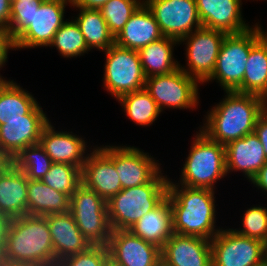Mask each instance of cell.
Segmentation results:
<instances>
[{"label":"cell","instance_id":"1","mask_svg":"<svg viewBox=\"0 0 267 266\" xmlns=\"http://www.w3.org/2000/svg\"><path fill=\"white\" fill-rule=\"evenodd\" d=\"M224 98L204 115L199 127L210 140L226 145L253 133L259 116L266 109V100L254 94L225 91Z\"/></svg>","mask_w":267,"mask_h":266},{"label":"cell","instance_id":"2","mask_svg":"<svg viewBox=\"0 0 267 266\" xmlns=\"http://www.w3.org/2000/svg\"><path fill=\"white\" fill-rule=\"evenodd\" d=\"M214 195L215 190L208 188L168 184L173 232L211 241L222 229L216 225Z\"/></svg>","mask_w":267,"mask_h":266},{"label":"cell","instance_id":"3","mask_svg":"<svg viewBox=\"0 0 267 266\" xmlns=\"http://www.w3.org/2000/svg\"><path fill=\"white\" fill-rule=\"evenodd\" d=\"M162 171L149 183L122 189L107 201L112 230L130 229L167 197L169 178Z\"/></svg>","mask_w":267,"mask_h":266},{"label":"cell","instance_id":"4","mask_svg":"<svg viewBox=\"0 0 267 266\" xmlns=\"http://www.w3.org/2000/svg\"><path fill=\"white\" fill-rule=\"evenodd\" d=\"M226 175L225 145L210 140L198 130L192 140L185 163L183 162L178 183L169 178L168 184L215 190L214 185Z\"/></svg>","mask_w":267,"mask_h":266},{"label":"cell","instance_id":"5","mask_svg":"<svg viewBox=\"0 0 267 266\" xmlns=\"http://www.w3.org/2000/svg\"><path fill=\"white\" fill-rule=\"evenodd\" d=\"M2 257L24 263L54 258L46 217L24 215L12 218Z\"/></svg>","mask_w":267,"mask_h":266},{"label":"cell","instance_id":"6","mask_svg":"<svg viewBox=\"0 0 267 266\" xmlns=\"http://www.w3.org/2000/svg\"><path fill=\"white\" fill-rule=\"evenodd\" d=\"M259 40V22L242 33L226 34L218 53L215 69L204 82L215 81L225 91L241 93L247 58L251 47Z\"/></svg>","mask_w":267,"mask_h":266},{"label":"cell","instance_id":"7","mask_svg":"<svg viewBox=\"0 0 267 266\" xmlns=\"http://www.w3.org/2000/svg\"><path fill=\"white\" fill-rule=\"evenodd\" d=\"M69 212L91 245L107 246L112 228L104 198L81 184L70 197Z\"/></svg>","mask_w":267,"mask_h":266},{"label":"cell","instance_id":"8","mask_svg":"<svg viewBox=\"0 0 267 266\" xmlns=\"http://www.w3.org/2000/svg\"><path fill=\"white\" fill-rule=\"evenodd\" d=\"M103 52L106 57L102 85L104 90L118 99L124 94L145 88L146 76L138 51L114 43Z\"/></svg>","mask_w":267,"mask_h":266},{"label":"cell","instance_id":"9","mask_svg":"<svg viewBox=\"0 0 267 266\" xmlns=\"http://www.w3.org/2000/svg\"><path fill=\"white\" fill-rule=\"evenodd\" d=\"M212 266H265L267 244L222 228L210 241Z\"/></svg>","mask_w":267,"mask_h":266},{"label":"cell","instance_id":"10","mask_svg":"<svg viewBox=\"0 0 267 266\" xmlns=\"http://www.w3.org/2000/svg\"><path fill=\"white\" fill-rule=\"evenodd\" d=\"M199 82L178 68L172 73L146 78L145 89L163 112L171 109H196L199 105Z\"/></svg>","mask_w":267,"mask_h":266},{"label":"cell","instance_id":"11","mask_svg":"<svg viewBox=\"0 0 267 266\" xmlns=\"http://www.w3.org/2000/svg\"><path fill=\"white\" fill-rule=\"evenodd\" d=\"M226 33L201 27L178 43L186 45V65L179 68L200 84L212 75Z\"/></svg>","mask_w":267,"mask_h":266},{"label":"cell","instance_id":"12","mask_svg":"<svg viewBox=\"0 0 267 266\" xmlns=\"http://www.w3.org/2000/svg\"><path fill=\"white\" fill-rule=\"evenodd\" d=\"M98 147L114 162L122 189L149 183L162 170L158 160L137 147L130 145Z\"/></svg>","mask_w":267,"mask_h":266},{"label":"cell","instance_id":"13","mask_svg":"<svg viewBox=\"0 0 267 266\" xmlns=\"http://www.w3.org/2000/svg\"><path fill=\"white\" fill-rule=\"evenodd\" d=\"M163 36L178 42L202 27L196 0H144Z\"/></svg>","mask_w":267,"mask_h":266},{"label":"cell","instance_id":"14","mask_svg":"<svg viewBox=\"0 0 267 266\" xmlns=\"http://www.w3.org/2000/svg\"><path fill=\"white\" fill-rule=\"evenodd\" d=\"M67 5L71 6V0H43L34 11L32 23L14 40L15 49L48 47L66 21Z\"/></svg>","mask_w":267,"mask_h":266},{"label":"cell","instance_id":"15","mask_svg":"<svg viewBox=\"0 0 267 266\" xmlns=\"http://www.w3.org/2000/svg\"><path fill=\"white\" fill-rule=\"evenodd\" d=\"M107 248L109 259L118 266L161 265V249L129 230H112Z\"/></svg>","mask_w":267,"mask_h":266},{"label":"cell","instance_id":"16","mask_svg":"<svg viewBox=\"0 0 267 266\" xmlns=\"http://www.w3.org/2000/svg\"><path fill=\"white\" fill-rule=\"evenodd\" d=\"M50 122L39 103L26 119L6 120L0 125V148L13 160L24 148L39 143L43 128Z\"/></svg>","mask_w":267,"mask_h":266},{"label":"cell","instance_id":"17","mask_svg":"<svg viewBox=\"0 0 267 266\" xmlns=\"http://www.w3.org/2000/svg\"><path fill=\"white\" fill-rule=\"evenodd\" d=\"M163 266H212L210 240L173 233L161 249Z\"/></svg>","mask_w":267,"mask_h":266},{"label":"cell","instance_id":"18","mask_svg":"<svg viewBox=\"0 0 267 266\" xmlns=\"http://www.w3.org/2000/svg\"><path fill=\"white\" fill-rule=\"evenodd\" d=\"M89 149L81 169L82 184L108 201L122 190L114 162L97 146Z\"/></svg>","mask_w":267,"mask_h":266},{"label":"cell","instance_id":"19","mask_svg":"<svg viewBox=\"0 0 267 266\" xmlns=\"http://www.w3.org/2000/svg\"><path fill=\"white\" fill-rule=\"evenodd\" d=\"M242 0H196L202 27L226 34L242 33L250 29L242 15Z\"/></svg>","mask_w":267,"mask_h":266},{"label":"cell","instance_id":"20","mask_svg":"<svg viewBox=\"0 0 267 266\" xmlns=\"http://www.w3.org/2000/svg\"><path fill=\"white\" fill-rule=\"evenodd\" d=\"M84 139L72 131H56L50 121L43 128L39 143L53 163H66L82 169L88 156Z\"/></svg>","mask_w":267,"mask_h":266},{"label":"cell","instance_id":"21","mask_svg":"<svg viewBox=\"0 0 267 266\" xmlns=\"http://www.w3.org/2000/svg\"><path fill=\"white\" fill-rule=\"evenodd\" d=\"M226 171L242 172L250 180L267 162L264 147L255 132L225 145Z\"/></svg>","mask_w":267,"mask_h":266},{"label":"cell","instance_id":"22","mask_svg":"<svg viewBox=\"0 0 267 266\" xmlns=\"http://www.w3.org/2000/svg\"><path fill=\"white\" fill-rule=\"evenodd\" d=\"M45 217L52 238L54 259L57 261L82 253L91 246L70 212L48 214Z\"/></svg>","mask_w":267,"mask_h":266},{"label":"cell","instance_id":"23","mask_svg":"<svg viewBox=\"0 0 267 266\" xmlns=\"http://www.w3.org/2000/svg\"><path fill=\"white\" fill-rule=\"evenodd\" d=\"M162 37L164 36L154 15L143 2L115 37V43L118 46L139 51Z\"/></svg>","mask_w":267,"mask_h":266},{"label":"cell","instance_id":"24","mask_svg":"<svg viewBox=\"0 0 267 266\" xmlns=\"http://www.w3.org/2000/svg\"><path fill=\"white\" fill-rule=\"evenodd\" d=\"M28 178L13 163L0 173V212L17 218L27 215Z\"/></svg>","mask_w":267,"mask_h":266},{"label":"cell","instance_id":"25","mask_svg":"<svg viewBox=\"0 0 267 266\" xmlns=\"http://www.w3.org/2000/svg\"><path fill=\"white\" fill-rule=\"evenodd\" d=\"M134 236L142 238L162 249L165 242L172 236V209L168 197L156 208L139 219L130 229Z\"/></svg>","mask_w":267,"mask_h":266},{"label":"cell","instance_id":"26","mask_svg":"<svg viewBox=\"0 0 267 266\" xmlns=\"http://www.w3.org/2000/svg\"><path fill=\"white\" fill-rule=\"evenodd\" d=\"M27 215L46 216L69 212L70 198L41 180H28Z\"/></svg>","mask_w":267,"mask_h":266},{"label":"cell","instance_id":"27","mask_svg":"<svg viewBox=\"0 0 267 266\" xmlns=\"http://www.w3.org/2000/svg\"><path fill=\"white\" fill-rule=\"evenodd\" d=\"M176 44L179 45L177 40L164 36L138 51L146 78L169 74L179 68L180 63L173 56Z\"/></svg>","mask_w":267,"mask_h":266},{"label":"cell","instance_id":"28","mask_svg":"<svg viewBox=\"0 0 267 266\" xmlns=\"http://www.w3.org/2000/svg\"><path fill=\"white\" fill-rule=\"evenodd\" d=\"M33 96L14 80L0 82V125L6 124V120L26 119V114L38 104Z\"/></svg>","mask_w":267,"mask_h":266},{"label":"cell","instance_id":"29","mask_svg":"<svg viewBox=\"0 0 267 266\" xmlns=\"http://www.w3.org/2000/svg\"><path fill=\"white\" fill-rule=\"evenodd\" d=\"M75 8L76 10L79 9V14L74 20L79 25L89 50L96 48L101 52L109 49L115 43V37L111 34L101 11Z\"/></svg>","mask_w":267,"mask_h":266},{"label":"cell","instance_id":"30","mask_svg":"<svg viewBox=\"0 0 267 266\" xmlns=\"http://www.w3.org/2000/svg\"><path fill=\"white\" fill-rule=\"evenodd\" d=\"M241 93L267 99V51L260 40L250 49L241 83Z\"/></svg>","mask_w":267,"mask_h":266},{"label":"cell","instance_id":"31","mask_svg":"<svg viewBox=\"0 0 267 266\" xmlns=\"http://www.w3.org/2000/svg\"><path fill=\"white\" fill-rule=\"evenodd\" d=\"M117 100L128 119L139 126L152 125L162 112L145 88L124 94Z\"/></svg>","mask_w":267,"mask_h":266},{"label":"cell","instance_id":"32","mask_svg":"<svg viewBox=\"0 0 267 266\" xmlns=\"http://www.w3.org/2000/svg\"><path fill=\"white\" fill-rule=\"evenodd\" d=\"M48 47H56L59 55L64 58H77L88 53L89 48L86 45L83 34L77 22L73 19L63 23L55 33L52 42Z\"/></svg>","mask_w":267,"mask_h":266},{"label":"cell","instance_id":"33","mask_svg":"<svg viewBox=\"0 0 267 266\" xmlns=\"http://www.w3.org/2000/svg\"><path fill=\"white\" fill-rule=\"evenodd\" d=\"M12 163L24 172L29 180H42L53 162L40 143H37L22 149Z\"/></svg>","mask_w":267,"mask_h":266},{"label":"cell","instance_id":"34","mask_svg":"<svg viewBox=\"0 0 267 266\" xmlns=\"http://www.w3.org/2000/svg\"><path fill=\"white\" fill-rule=\"evenodd\" d=\"M41 181L70 198L82 184L81 168L66 163H52Z\"/></svg>","mask_w":267,"mask_h":266},{"label":"cell","instance_id":"35","mask_svg":"<svg viewBox=\"0 0 267 266\" xmlns=\"http://www.w3.org/2000/svg\"><path fill=\"white\" fill-rule=\"evenodd\" d=\"M144 0H109L100 9L111 34L116 37Z\"/></svg>","mask_w":267,"mask_h":266},{"label":"cell","instance_id":"36","mask_svg":"<svg viewBox=\"0 0 267 266\" xmlns=\"http://www.w3.org/2000/svg\"><path fill=\"white\" fill-rule=\"evenodd\" d=\"M242 227L233 230L243 236L261 240L267 244V208L256 205L244 211Z\"/></svg>","mask_w":267,"mask_h":266},{"label":"cell","instance_id":"37","mask_svg":"<svg viewBox=\"0 0 267 266\" xmlns=\"http://www.w3.org/2000/svg\"><path fill=\"white\" fill-rule=\"evenodd\" d=\"M43 0L11 1V17L7 32L15 40L31 23L35 9Z\"/></svg>","mask_w":267,"mask_h":266},{"label":"cell","instance_id":"38","mask_svg":"<svg viewBox=\"0 0 267 266\" xmlns=\"http://www.w3.org/2000/svg\"><path fill=\"white\" fill-rule=\"evenodd\" d=\"M108 260L107 246L91 245L82 253L60 260L59 266H104Z\"/></svg>","mask_w":267,"mask_h":266},{"label":"cell","instance_id":"39","mask_svg":"<svg viewBox=\"0 0 267 266\" xmlns=\"http://www.w3.org/2000/svg\"><path fill=\"white\" fill-rule=\"evenodd\" d=\"M15 50L14 39L10 36L7 31L0 30V70L8 62V51ZM0 74V82L6 81L5 78Z\"/></svg>","mask_w":267,"mask_h":266},{"label":"cell","instance_id":"40","mask_svg":"<svg viewBox=\"0 0 267 266\" xmlns=\"http://www.w3.org/2000/svg\"><path fill=\"white\" fill-rule=\"evenodd\" d=\"M255 134L258 136L261 144L264 147V153L267 157V110L259 116L254 129Z\"/></svg>","mask_w":267,"mask_h":266},{"label":"cell","instance_id":"41","mask_svg":"<svg viewBox=\"0 0 267 266\" xmlns=\"http://www.w3.org/2000/svg\"><path fill=\"white\" fill-rule=\"evenodd\" d=\"M11 17V0H0V30L7 31Z\"/></svg>","mask_w":267,"mask_h":266},{"label":"cell","instance_id":"42","mask_svg":"<svg viewBox=\"0 0 267 266\" xmlns=\"http://www.w3.org/2000/svg\"><path fill=\"white\" fill-rule=\"evenodd\" d=\"M11 221L12 218L9 215L0 212V257H2L4 251V244Z\"/></svg>","mask_w":267,"mask_h":266},{"label":"cell","instance_id":"43","mask_svg":"<svg viewBox=\"0 0 267 266\" xmlns=\"http://www.w3.org/2000/svg\"><path fill=\"white\" fill-rule=\"evenodd\" d=\"M250 182L258 190L260 189L267 194V162L260 168Z\"/></svg>","mask_w":267,"mask_h":266},{"label":"cell","instance_id":"44","mask_svg":"<svg viewBox=\"0 0 267 266\" xmlns=\"http://www.w3.org/2000/svg\"><path fill=\"white\" fill-rule=\"evenodd\" d=\"M108 1L109 0H71V7L100 10L102 6Z\"/></svg>","mask_w":267,"mask_h":266},{"label":"cell","instance_id":"45","mask_svg":"<svg viewBox=\"0 0 267 266\" xmlns=\"http://www.w3.org/2000/svg\"><path fill=\"white\" fill-rule=\"evenodd\" d=\"M28 266H59V261L54 258L31 261Z\"/></svg>","mask_w":267,"mask_h":266},{"label":"cell","instance_id":"46","mask_svg":"<svg viewBox=\"0 0 267 266\" xmlns=\"http://www.w3.org/2000/svg\"><path fill=\"white\" fill-rule=\"evenodd\" d=\"M12 164L11 158L0 148V173Z\"/></svg>","mask_w":267,"mask_h":266},{"label":"cell","instance_id":"47","mask_svg":"<svg viewBox=\"0 0 267 266\" xmlns=\"http://www.w3.org/2000/svg\"><path fill=\"white\" fill-rule=\"evenodd\" d=\"M0 266H28V263L8 260L0 257Z\"/></svg>","mask_w":267,"mask_h":266},{"label":"cell","instance_id":"48","mask_svg":"<svg viewBox=\"0 0 267 266\" xmlns=\"http://www.w3.org/2000/svg\"><path fill=\"white\" fill-rule=\"evenodd\" d=\"M259 40L266 46L267 51V32L261 28V25L259 24Z\"/></svg>","mask_w":267,"mask_h":266},{"label":"cell","instance_id":"49","mask_svg":"<svg viewBox=\"0 0 267 266\" xmlns=\"http://www.w3.org/2000/svg\"><path fill=\"white\" fill-rule=\"evenodd\" d=\"M104 266H118L115 263H113L110 259L105 263Z\"/></svg>","mask_w":267,"mask_h":266}]
</instances>
